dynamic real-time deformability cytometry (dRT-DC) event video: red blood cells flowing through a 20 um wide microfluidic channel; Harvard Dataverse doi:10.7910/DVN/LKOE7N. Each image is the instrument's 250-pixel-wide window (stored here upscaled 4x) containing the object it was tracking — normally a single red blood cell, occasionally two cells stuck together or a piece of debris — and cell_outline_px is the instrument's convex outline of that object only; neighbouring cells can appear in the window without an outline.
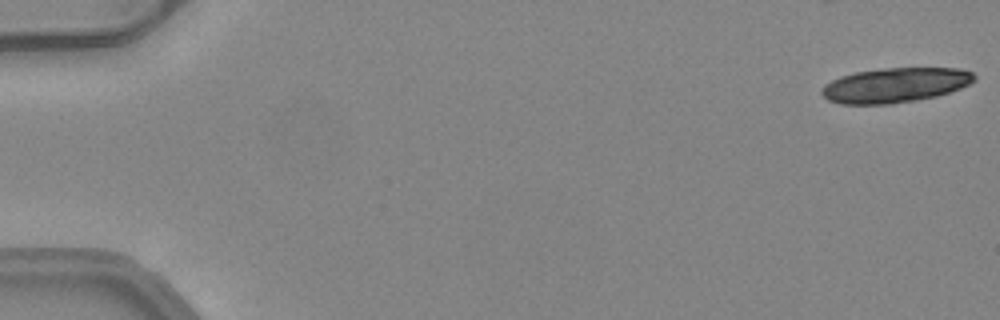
{"species": "common noctule bat (a hibernating species)", "species_latin": "Nyctalus noctula", "temperature_condition": "warm", "stored_images_in_passage": 20, "camera_frame_rate_fps": 3000, "um_per_image_px": 0.085, "animal": {"sex": "female", "body_mass_g": 24.6, "forearm_length_mm": 56.2}, "frame": {"image": 1, "passage_image": 1, "time_ms": 0.0, "image_size_px": [1000, 320], "cell_outline_px": [[976, 80], [960, 88], [936, 96], [916, 100], [892, 104], [840, 104], [828, 100], [820, 92], [820, 88], [824, 84], [840, 76], [856, 72], [884, 68], [960, 68], [972, 72], [976, 76]], "centroid_in_image_um": [76.06, 7.24], "position_along_channel_um": 8.9, "area_um2": 30.98}}